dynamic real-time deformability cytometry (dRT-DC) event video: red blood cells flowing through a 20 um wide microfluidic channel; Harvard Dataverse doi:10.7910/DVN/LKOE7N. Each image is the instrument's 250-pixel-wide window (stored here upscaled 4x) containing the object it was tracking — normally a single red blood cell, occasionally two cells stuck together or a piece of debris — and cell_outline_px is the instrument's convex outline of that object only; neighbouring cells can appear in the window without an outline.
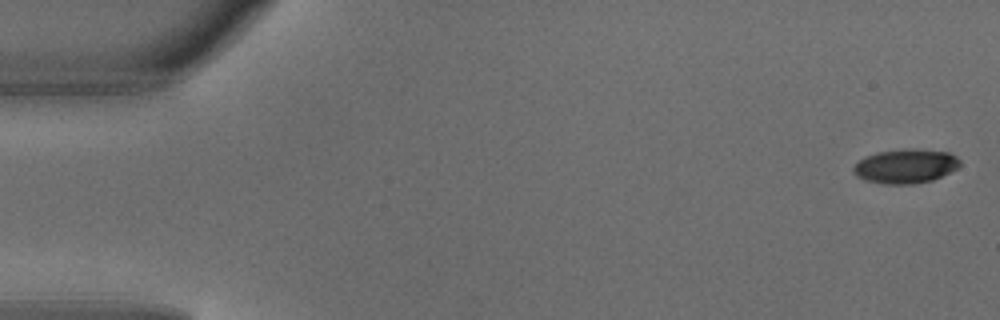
{"species": "common noctule bat (a hibernating species)", "species_latin": "Nyctalus noctula", "temperature_condition": "warm", "stored_images_in_passage": 4, "camera_frame_rate_fps": 3000, "um_per_image_px": 0.085, "animal": {"sex": "male", "body_mass_g": 18.8}, "frame": {"image": 1, "passage_image": 1, "time_ms": 0.0, "image_size_px": [1000, 320], "cell_outline_px": [[960, 164], [956, 168], [932, 180], [912, 184], [884, 184], [864, 180], [856, 176], [852, 172], [852, 168], [864, 156], [880, 152], [912, 148], [916, 148], [948, 152], [956, 156], [960, 160]], "centroid_in_image_um": [76.94, 14.12], "position_along_channel_um": 8.1, "area_um2": 21.15}}
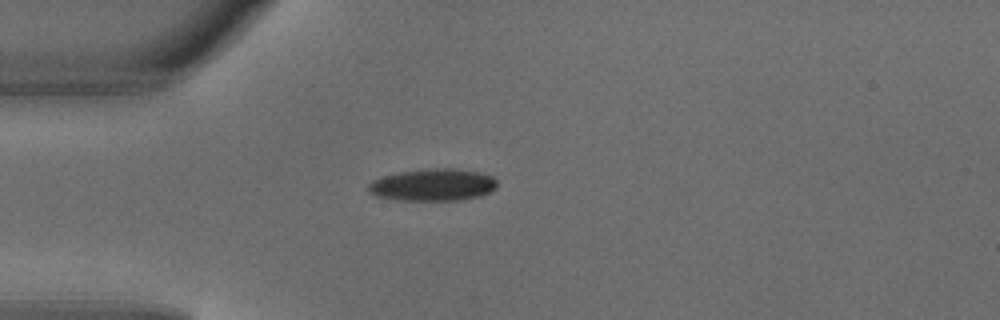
{"frame": {"image": 2, "passage_image": 4, "time_ms": 1.0, "image_size_px": [1000, 320], "cell_outline_px": [[496, 188], [480, 196], [460, 200], [396, 200], [376, 196], [368, 192], [368, 184], [372, 180], [384, 176], [400, 172], [432, 168], [456, 168], [480, 172], [492, 176], [496, 180]], "centroid_in_image_um": [36.79, 15.71], "position_along_channel_um": 48.2, "area_um2": 24.16}}